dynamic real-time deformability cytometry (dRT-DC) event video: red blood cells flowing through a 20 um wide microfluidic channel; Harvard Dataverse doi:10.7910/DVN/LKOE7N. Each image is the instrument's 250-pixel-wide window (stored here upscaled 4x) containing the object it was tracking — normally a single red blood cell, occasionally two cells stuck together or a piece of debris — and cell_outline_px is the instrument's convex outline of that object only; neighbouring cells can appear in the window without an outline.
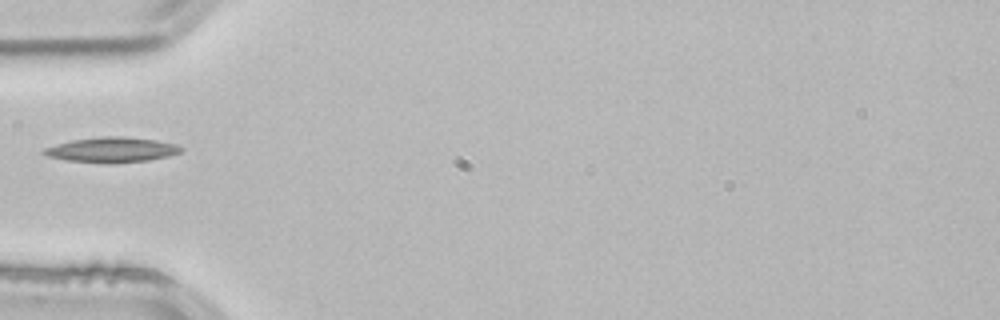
{"species": "common noctule bat (a hibernating species)", "species_latin": "Nyctalus noctula", "temperature_condition": "room temperature", "stored_images_in_passage": 3, "camera_frame_rate_fps": 3000, "um_per_image_px": 0.085, "animal": {"sex": "male", "body_mass_g": 21.5, "forearm_length_mm": 52.0}, "frame": {"image": 1, "passage_image": 3, "time_ms": 0.667, "image_size_px": [1000, 320], "cell_outline_px": [[184, 148], [180, 152], [168, 156], [148, 160], [112, 164], [108, 164], [68, 160], [48, 156], [40, 152], [44, 148], [56, 144], [72, 140], [104, 136], [124, 136], [156, 140], [176, 144]], "centroid_in_image_um": [9.51, 12.73], "position_along_channel_um": 75.5, "area_um2": 20.11}}